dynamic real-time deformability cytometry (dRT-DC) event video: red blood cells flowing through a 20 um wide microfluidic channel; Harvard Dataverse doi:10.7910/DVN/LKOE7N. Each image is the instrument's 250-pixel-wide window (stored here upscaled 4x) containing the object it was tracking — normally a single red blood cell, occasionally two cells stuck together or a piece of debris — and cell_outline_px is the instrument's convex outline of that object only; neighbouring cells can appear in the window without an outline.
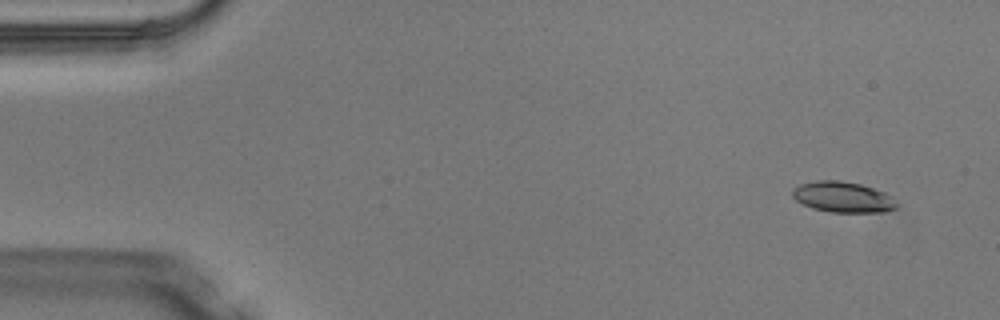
{"species": "Egyptian fruit bat (a non-hibernating species)", "species_latin": "Rousettus aegyptiacus", "temperature_condition": "warm", "stored_images_in_passage": 4, "camera_frame_rate_fps": 3000, "um_per_image_px": 0.085, "animal": {"sex": "male"}, "frame": {"image": 1, "passage_image": 1, "time_ms": 0.0, "image_size_px": [1000, 320], "cell_outline_px": [[896, 208], [884, 212], [828, 212], [812, 208], [796, 200], [792, 196], [792, 188], [800, 184], [816, 180], [836, 180], [860, 184], [884, 192], [892, 196], [896, 204]], "centroid_in_image_um": [71.62, 16.75], "position_along_channel_um": 13.4, "area_um2": 18.61}}